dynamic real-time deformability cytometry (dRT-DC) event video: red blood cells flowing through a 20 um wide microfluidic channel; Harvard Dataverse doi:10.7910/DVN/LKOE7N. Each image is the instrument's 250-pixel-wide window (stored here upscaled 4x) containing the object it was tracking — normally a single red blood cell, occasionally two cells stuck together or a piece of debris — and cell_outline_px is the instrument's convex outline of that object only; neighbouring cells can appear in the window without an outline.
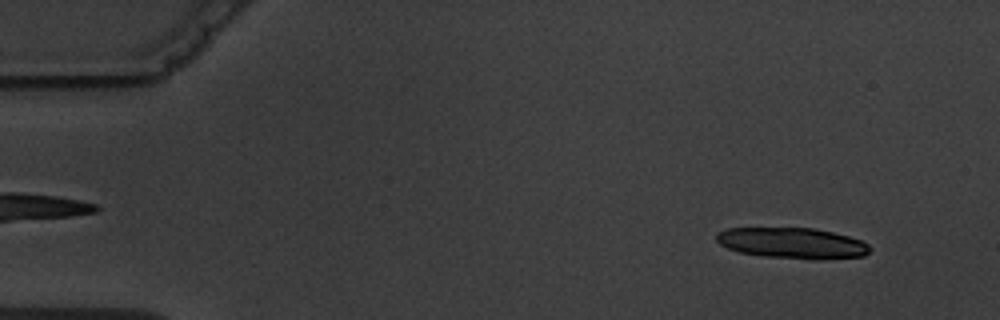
{"species": "common noctule bat (a hibernating species)", "species_latin": "Nyctalus noctula", "temperature_condition": "warm", "stored_images_in_passage": 4, "camera_frame_rate_fps": 3000, "um_per_image_px": 0.085, "animal": {"sex": "male", "body_mass_g": 19.5, "forearm_length_mm": 54.6}, "frame": {"image": 1, "passage_image": 1, "time_ms": 0.0, "image_size_px": [1000, 320], "cell_outline_px": [[872, 248], [864, 256], [820, 260], [816, 260], [764, 256], [740, 252], [728, 248], [720, 244], [716, 240], [716, 232], [728, 228], [812, 228], [832, 232], [848, 236], [860, 240], [868, 244]], "centroid_in_image_um": [67.36, 20.67], "position_along_channel_um": 17.6, "area_um2": 27.63}}